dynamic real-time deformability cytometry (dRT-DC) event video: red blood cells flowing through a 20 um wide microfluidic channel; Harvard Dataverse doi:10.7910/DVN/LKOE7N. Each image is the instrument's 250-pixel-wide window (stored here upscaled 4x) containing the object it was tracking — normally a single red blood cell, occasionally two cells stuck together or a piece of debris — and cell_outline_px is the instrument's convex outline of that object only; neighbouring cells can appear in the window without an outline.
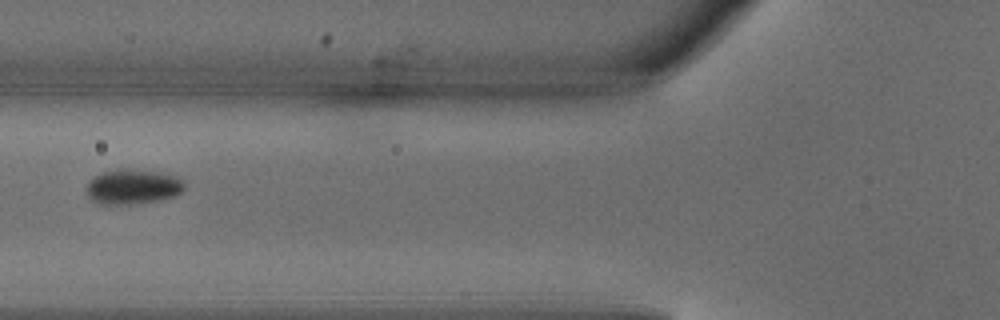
{"species": "common noctule bat (a hibernating species)", "species_latin": "Nyctalus noctula", "temperature_condition": "warm", "stored_images_in_passage": 6, "camera_frame_rate_fps": 3000, "um_per_image_px": 0.085, "animal": {"sex": "male", "body_mass_g": 18.8}, "frame": {"image": 1, "passage_image": 6, "time_ms": 1.667, "image_size_px": [1000, 320], "cell_outline_px": [[184, 188], [176, 196], [160, 200], [132, 204], [100, 204], [92, 200], [88, 196], [88, 180], [100, 172], [116, 168], [128, 168], [160, 172], [176, 176], [184, 184]], "centroid_in_image_um": [11.27, 15.85], "position_along_channel_um": 114.5, "area_um2": 20.11}}